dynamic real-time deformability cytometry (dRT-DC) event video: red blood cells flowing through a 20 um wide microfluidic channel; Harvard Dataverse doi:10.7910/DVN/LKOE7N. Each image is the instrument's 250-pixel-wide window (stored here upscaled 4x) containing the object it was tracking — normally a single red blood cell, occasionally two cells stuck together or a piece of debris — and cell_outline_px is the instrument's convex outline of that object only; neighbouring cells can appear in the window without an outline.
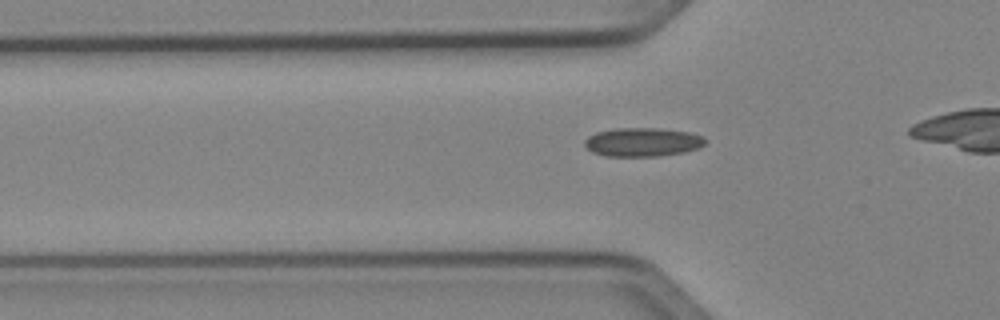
{"species": "Egyptian fruit bat (a non-hibernating species)", "species_latin": "Rousettus aegyptiacus", "temperature_condition": "cold", "stored_images_in_passage": 36, "camera_frame_rate_fps": 3000, "um_per_image_px": 0.085, "animal": {"sex": "female"}, "frame": {"image": 1, "passage_image": 12, "time_ms": 3.667, "image_size_px": [1000, 320], "cell_outline_px": [[708, 140], [700, 148], [684, 152], [656, 156], [604, 156], [592, 152], [584, 144], [584, 140], [588, 136], [596, 132], [616, 128], [660, 128], [688, 132], [704, 136]], "centroid_in_image_um": [54.63, 12.07], "position_along_channel_um": 71.2, "area_um2": 20.35}}
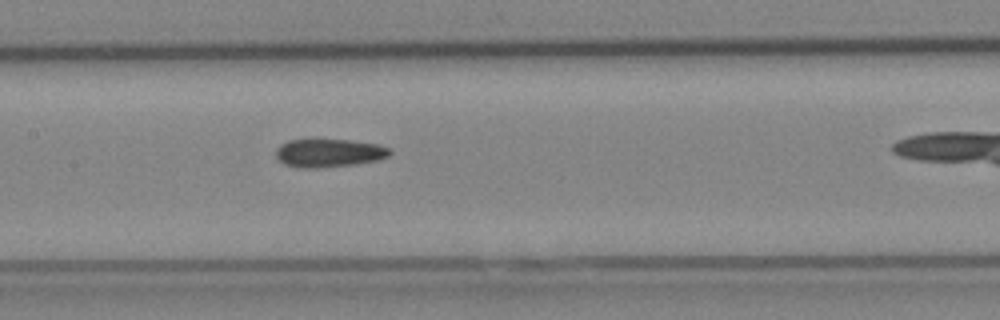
{"frame": {"image": 2, "passage_image": 20, "time_ms": 6.333, "image_size_px": [1000, 320], "cell_outline_px": [[392, 152], [388, 156], [376, 160], [356, 164], [316, 168], [300, 168], [284, 164], [276, 156], [276, 148], [280, 144], [288, 140], [316, 136], [352, 140], [380, 144], [392, 148]], "centroid_in_image_um": [27.94, 12.94], "position_along_channel_um": 179.5, "area_um2": 19.77}}
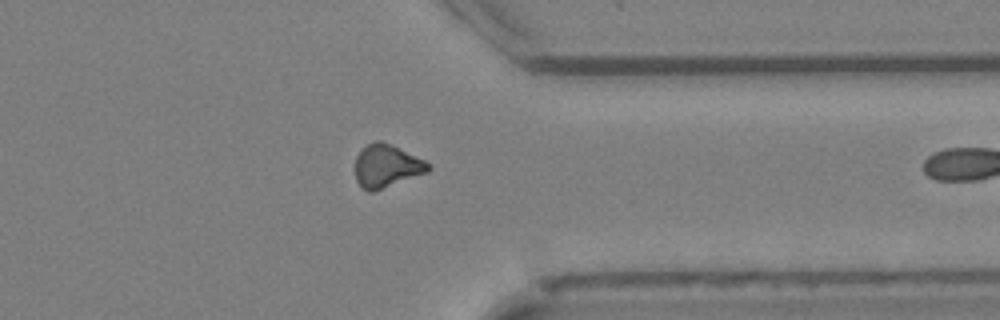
{"frame": {"image": 3, "passage_image": 35, "time_ms": 11.333, "image_size_px": [1000, 320], "cell_outline_px": [[432, 168], [428, 172], [372, 192], [368, 192], [356, 180], [356, 156], [368, 144], [376, 140], [380, 140], [424, 160], [432, 164]], "centroid_in_image_um": [32.88, 14.12], "position_along_channel_um": 378.5, "area_um2": 17.92}}